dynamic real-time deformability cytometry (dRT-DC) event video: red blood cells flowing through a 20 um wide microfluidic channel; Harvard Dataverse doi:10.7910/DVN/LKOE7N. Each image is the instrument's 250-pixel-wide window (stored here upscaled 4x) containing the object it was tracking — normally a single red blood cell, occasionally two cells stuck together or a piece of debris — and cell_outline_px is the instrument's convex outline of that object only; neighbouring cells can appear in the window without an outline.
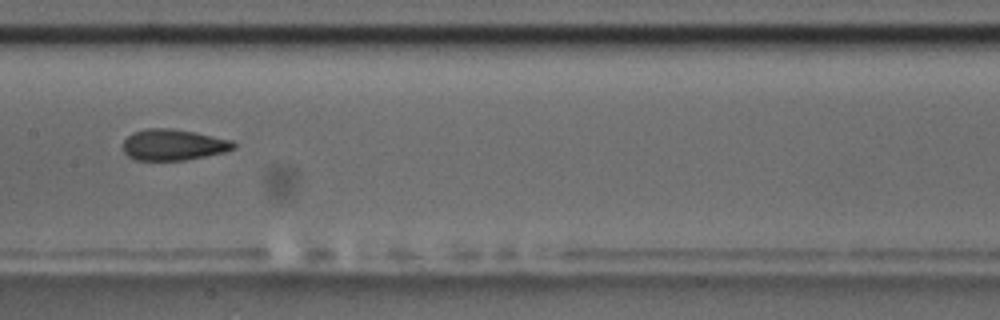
{"species": "common noctule bat (a hibernating species)", "species_latin": "Nyctalus noctula", "temperature_condition": "room temperature", "stored_images_in_passage": 6, "camera_frame_rate_fps": 3000, "um_per_image_px": 0.085, "animal": {"sex": "male", "body_mass_g": 17.5, "forearm_length_mm": 52.3}, "frame": {"image": 1, "passage_image": 6, "time_ms": 7.667, "image_size_px": [1000, 320], "cell_outline_px": [[236, 148], [224, 152], [184, 160], [136, 160], [128, 156], [124, 152], [124, 140], [132, 132], [144, 128], [172, 128], [232, 140], [236, 144]], "centroid_in_image_um": [14.72, 12.3], "position_along_channel_um": 192.7, "area_um2": 19.94}}